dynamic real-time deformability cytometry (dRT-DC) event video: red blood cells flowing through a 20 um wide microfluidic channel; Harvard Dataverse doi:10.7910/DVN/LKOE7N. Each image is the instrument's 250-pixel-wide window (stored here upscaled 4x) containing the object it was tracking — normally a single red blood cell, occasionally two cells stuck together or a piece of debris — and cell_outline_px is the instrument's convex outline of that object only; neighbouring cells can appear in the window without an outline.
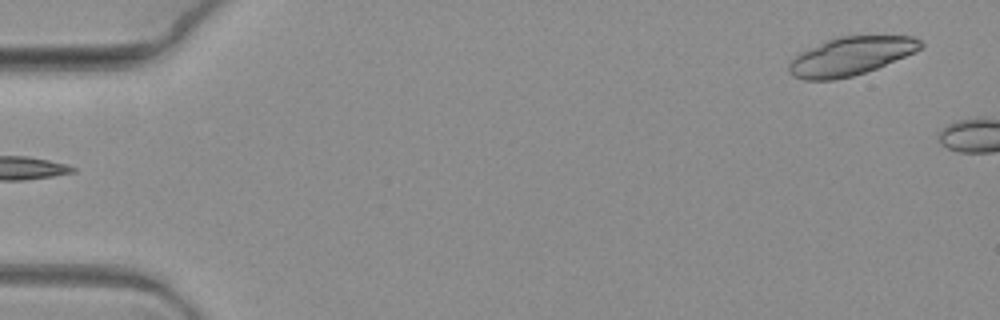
{"species": "common noctule bat (a hibernating species)", "species_latin": "Nyctalus noctula", "temperature_condition": "warm", "stored_images_in_passage": 6, "segment_of_instrument_passage": [2, 2], "camera_frame_rate_fps": 3000, "um_per_image_px": 0.085, "animal": {"sex": "female", "body_mass_g": 19.3, "forearm_length_mm": 54.1}, "frame": {"image": 1, "passage_image": 6, "time_ms": 1.667, "image_size_px": [1000, 320], "cell_outline_px": [[924, 44], [916, 52], [876, 68], [852, 76], [832, 80], [804, 80], [792, 76], [788, 72], [788, 64], [800, 52], [828, 40], [840, 36], [912, 36], [920, 40]], "centroid_in_image_um": [72.3, 4.78], "position_along_channel_um": 12.7, "area_um2": 29.19}}